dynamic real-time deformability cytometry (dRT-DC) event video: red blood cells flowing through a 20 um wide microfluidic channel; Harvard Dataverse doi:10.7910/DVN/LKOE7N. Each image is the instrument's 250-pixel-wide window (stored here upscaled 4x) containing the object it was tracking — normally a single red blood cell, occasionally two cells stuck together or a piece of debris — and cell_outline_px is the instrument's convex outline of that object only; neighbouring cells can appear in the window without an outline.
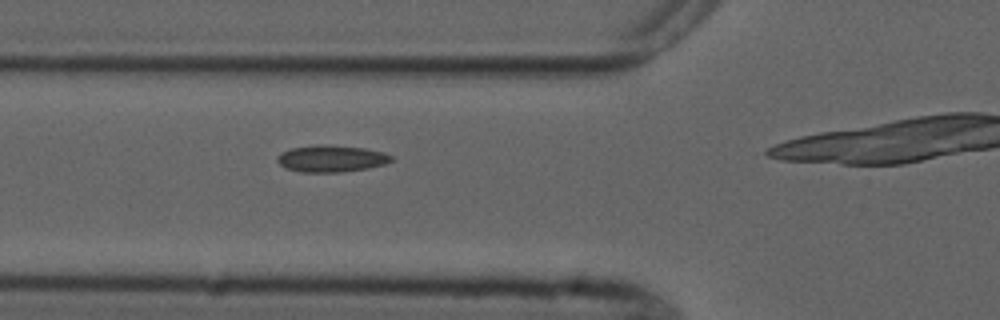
{"species": "common noctule bat (a hibernating species)", "species_latin": "Nyctalus noctula", "temperature_condition": "cold", "stored_images_in_passage": 5, "camera_frame_rate_fps": 3000, "um_per_image_px": 0.085, "animal": {"sex": "male", "forearm_length_mm": 52.5}, "frame": {"image": 1, "passage_image": 5, "time_ms": 5.667, "image_size_px": [1000, 320], "cell_outline_px": [[392, 160], [384, 164], [368, 168], [340, 172], [300, 172], [288, 168], [280, 164], [276, 160], [276, 156], [280, 152], [292, 148], [324, 144], [364, 148], [384, 152], [392, 156]], "centroid_in_image_um": [28.15, 13.48], "position_along_channel_um": 97.7, "area_um2": 17.69}}